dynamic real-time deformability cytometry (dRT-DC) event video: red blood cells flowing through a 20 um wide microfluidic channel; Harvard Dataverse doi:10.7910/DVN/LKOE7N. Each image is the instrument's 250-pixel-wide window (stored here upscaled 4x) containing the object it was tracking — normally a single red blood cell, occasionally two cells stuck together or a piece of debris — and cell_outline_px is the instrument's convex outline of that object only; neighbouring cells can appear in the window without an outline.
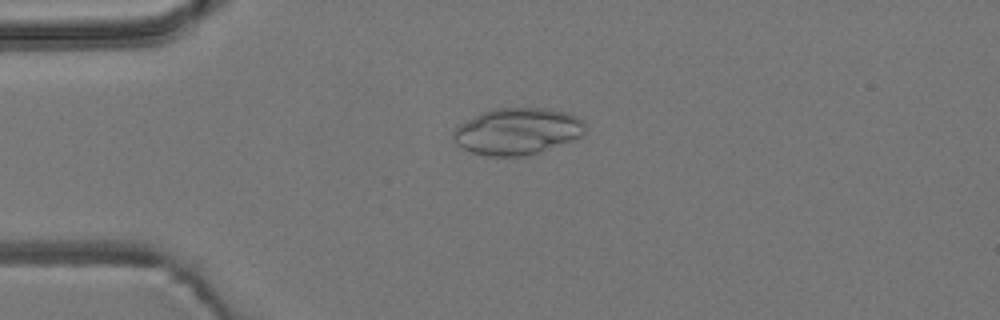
{"species": "common noctule bat (a hibernating species)", "species_latin": "Nyctalus noctula", "temperature_condition": "room temperature", "stored_images_in_passage": 34, "camera_frame_rate_fps": 3000, "um_per_image_px": 0.085, "animal": {"sex": "male", "body_mass_g": 19.2, "forearm_length_mm": 51.8}, "frame": {"image": 1, "passage_image": 3, "time_ms": 0.667, "image_size_px": [1000, 320], "cell_outline_px": [[588, 124], [584, 132], [580, 136], [572, 140], [540, 152], [528, 156], [488, 156], [472, 152], [456, 144], [452, 136], [452, 132], [460, 124], [484, 112], [496, 108], [540, 108], [564, 112], [576, 116]], "centroid_in_image_um": [43.99, 11.17], "position_along_channel_um": 41.0, "area_um2": 35.6}}
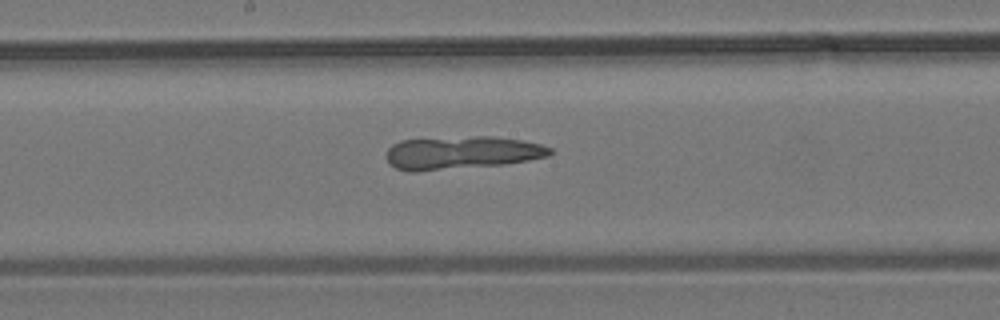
{"frame": {"image": 2, "passage_image": 18, "time_ms": 5.667, "image_size_px": [1000, 320], "cell_outline_px": [[552, 152], [548, 156], [528, 160], [504, 164], [416, 172], [408, 172], [396, 168], [388, 164], [384, 156], [388, 148], [392, 144], [400, 140], [476, 136], [492, 136], [520, 140], [540, 144], [552, 148]], "centroid_in_image_um": [39.17, 12.99], "position_along_channel_um": 209.0, "area_um2": 31.67}}
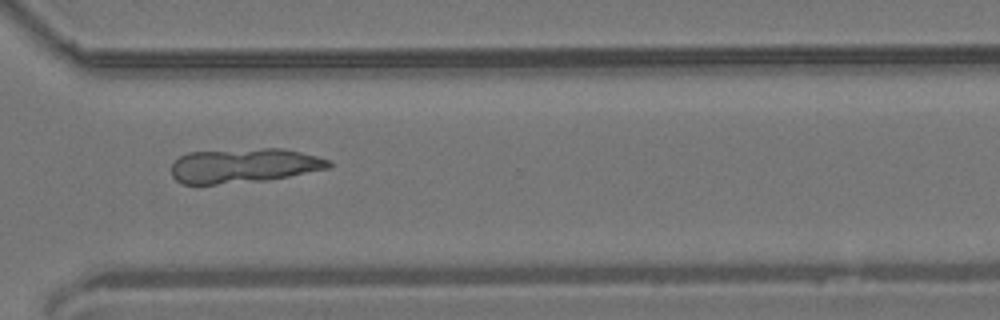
{"frame": {"image": 3, "passage_image": 29, "time_ms": 9.333, "image_size_px": [1000, 320], "cell_outline_px": [[332, 164], [328, 168], [268, 180], [216, 184], [184, 184], [176, 180], [172, 176], [172, 164], [180, 156], [188, 152], [260, 148], [284, 148], [332, 160]], "centroid_in_image_um": [20.73, 14.07], "position_along_channel_um": 349.9, "area_um2": 31.56}}